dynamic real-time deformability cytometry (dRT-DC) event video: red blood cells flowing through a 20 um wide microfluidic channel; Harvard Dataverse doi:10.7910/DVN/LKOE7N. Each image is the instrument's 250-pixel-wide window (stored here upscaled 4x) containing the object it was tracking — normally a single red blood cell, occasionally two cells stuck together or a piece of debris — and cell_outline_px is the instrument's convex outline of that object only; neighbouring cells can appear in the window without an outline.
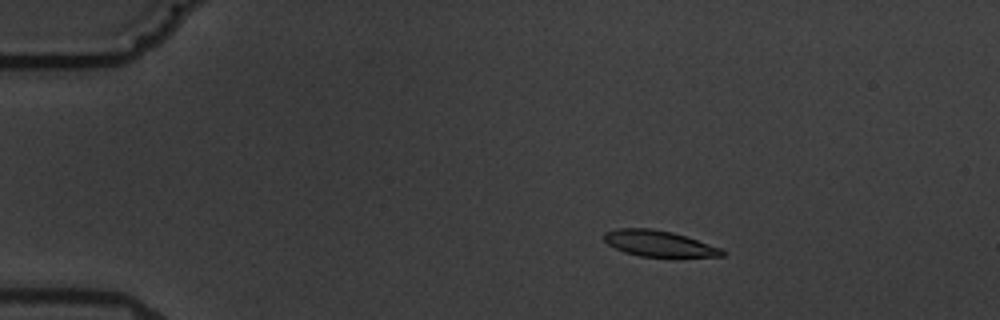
{"species": "common noctule bat (a hibernating species)", "species_latin": "Nyctalus noctula", "temperature_condition": "warm", "stored_images_in_passage": 6, "camera_frame_rate_fps": 3000, "um_per_image_px": 0.085, "animal": {"sex": "male", "body_mass_g": 19.5, "forearm_length_mm": 54.6}, "frame": {"image": 1, "passage_image": 4, "time_ms": 3.333, "image_size_px": [1000, 320], "cell_outline_px": [[724, 256], [640, 256], [624, 252], [608, 244], [604, 240], [604, 232], [616, 228], [652, 228], [672, 232], [720, 248], [724, 252]], "centroid_in_image_um": [55.92, 20.68], "position_along_channel_um": 29.1, "area_um2": 17.46}}